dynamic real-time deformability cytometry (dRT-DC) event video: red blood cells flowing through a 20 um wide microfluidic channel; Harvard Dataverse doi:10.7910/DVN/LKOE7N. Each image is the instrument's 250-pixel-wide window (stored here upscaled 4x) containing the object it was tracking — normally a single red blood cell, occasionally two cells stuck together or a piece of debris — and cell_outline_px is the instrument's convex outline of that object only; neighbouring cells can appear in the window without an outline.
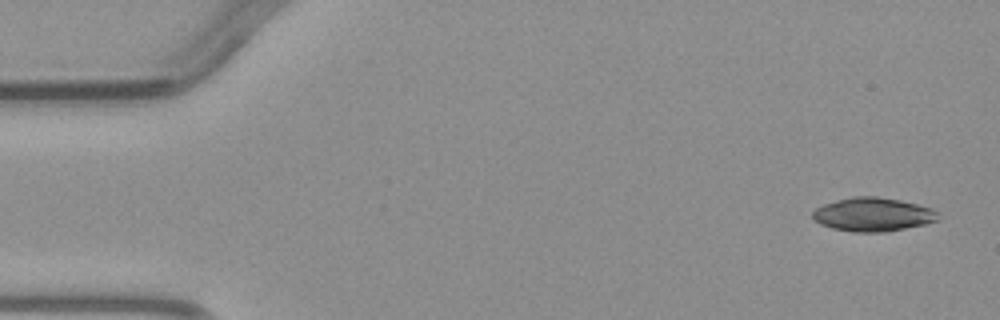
{"species": "common noctule bat (a hibernating species)", "species_latin": "Nyctalus noctula", "temperature_condition": "warm", "stored_images_in_passage": 4, "camera_frame_rate_fps": 3000, "um_per_image_px": 0.085, "animal": {"sex": "male", "body_mass_g": 23.1, "forearm_length_mm": 52.7}, "frame": {"image": 1, "passage_image": 1, "time_ms": 0.0, "image_size_px": [1000, 320], "cell_outline_px": [[940, 220], [924, 224], [884, 232], [852, 232], [832, 228], [820, 224], [812, 216], [812, 212], [816, 208], [824, 204], [836, 200], [852, 196], [876, 196], [900, 200], [932, 208], [936, 212]], "centroid_in_image_um": [74.18, 18.23], "position_along_channel_um": 10.8, "area_um2": 24.57}}
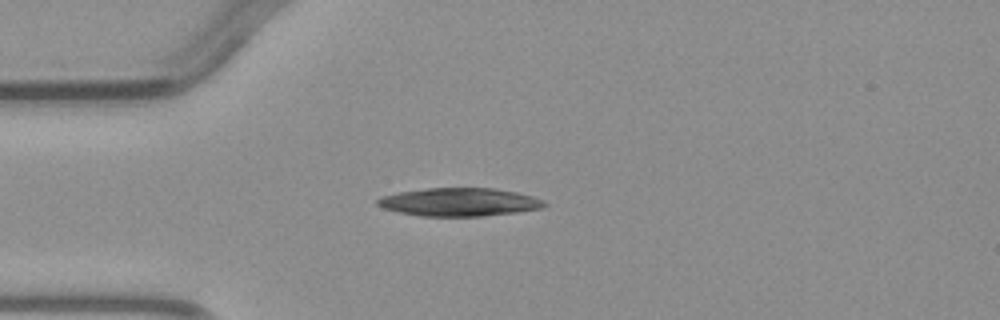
{"frame": {"image": 2, "passage_image": 3, "time_ms": 3.333, "image_size_px": [1000, 320], "cell_outline_px": [[548, 204], [544, 208], [516, 212], [484, 216], [420, 216], [396, 212], [384, 208], [376, 204], [376, 200], [380, 196], [396, 192], [428, 188], [496, 188], [516, 192], [532, 196], [544, 200]], "centroid_in_image_um": [39.03, 17.17], "position_along_channel_um": 46.0, "area_um2": 27.69}}